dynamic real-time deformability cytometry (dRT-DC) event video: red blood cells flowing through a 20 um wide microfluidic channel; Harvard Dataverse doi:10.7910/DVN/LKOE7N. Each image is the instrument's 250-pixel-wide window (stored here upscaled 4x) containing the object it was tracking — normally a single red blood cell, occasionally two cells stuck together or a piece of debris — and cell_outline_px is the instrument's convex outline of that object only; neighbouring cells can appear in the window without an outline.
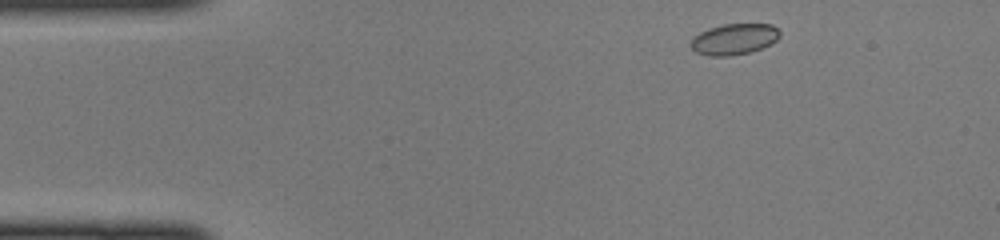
{"species": "common noctule bat (a hibernating species)", "species_latin": "Nyctalus noctula", "temperature_condition": "cold", "stored_images_in_passage": 41, "camera_frame_rate_fps": 3000, "um_per_image_px": 0.085, "animal": {"sex": "female", "body_mass_g": 22.0, "forearm_length_mm": 56.7}, "frame": {"image": 1, "passage_image": 1, "time_ms": 0.0, "image_size_px": [1000, 240], "cell_outline_px": [[780, 36], [776, 40], [760, 48], [748, 52], [732, 56], [708, 56], [696, 52], [688, 44], [692, 36], [708, 28], [724, 24], [772, 24], [780, 32]], "centroid_in_image_um": [62.33, 3.32], "position_along_channel_um": 22.7, "area_um2": 16.13}}
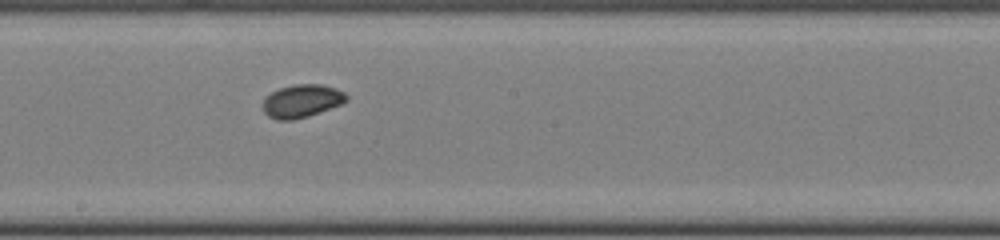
{"frame": {"image": 2, "passage_image": 20, "time_ms": 6.333, "image_size_px": [1000, 240], "cell_outline_px": [[348, 100], [340, 104], [308, 116], [292, 120], [276, 120], [268, 116], [264, 112], [264, 100], [272, 92], [280, 88], [296, 84], [320, 84], [336, 88], [344, 92], [348, 96]], "centroid_in_image_um": [25.67, 8.58], "position_along_channel_um": 222.5, "area_um2": 15.84}}
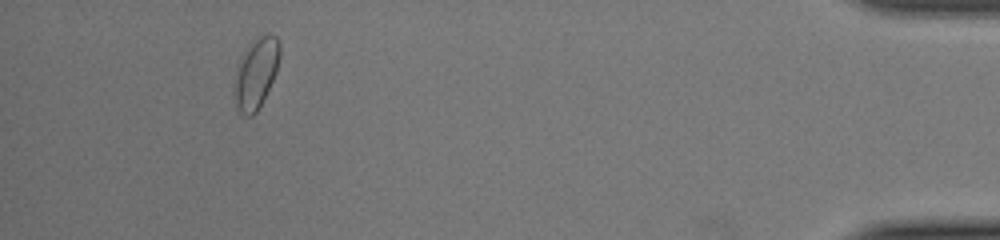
{"frame": {"image": 3, "passage_image": 38, "time_ms": 12.333, "image_size_px": [1000, 240], "cell_outline_px": [[280, 56], [276, 72], [256, 112], [252, 116], [248, 116], [240, 112], [236, 104], [232, 92], [240, 60], [244, 52], [252, 40], [256, 36], [268, 32], [276, 36], [280, 44]], "centroid_in_image_um": [21.77, 6.17], "position_along_channel_um": 413.4, "area_um2": 18.5}}